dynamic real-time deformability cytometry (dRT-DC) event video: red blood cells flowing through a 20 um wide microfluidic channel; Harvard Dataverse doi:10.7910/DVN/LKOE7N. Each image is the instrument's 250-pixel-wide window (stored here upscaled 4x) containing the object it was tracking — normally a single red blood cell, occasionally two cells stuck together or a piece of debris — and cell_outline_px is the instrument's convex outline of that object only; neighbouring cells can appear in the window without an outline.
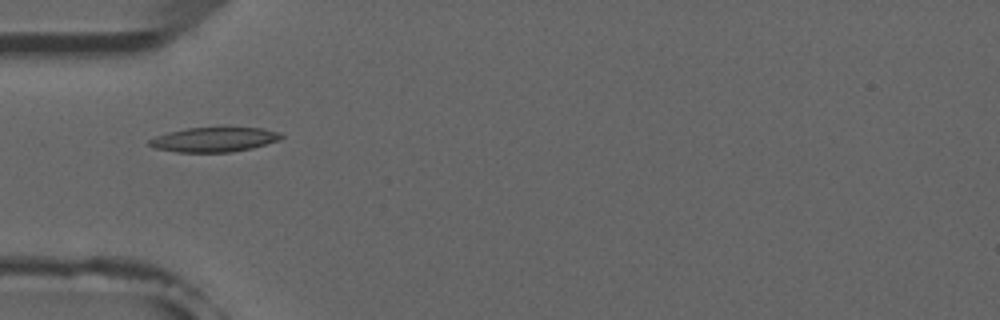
{"species": "common noctule bat (a hibernating species)", "species_latin": "Nyctalus noctula", "temperature_condition": "room temperature", "stored_images_in_passage": 1, "camera_frame_rate_fps": 3000, "um_per_image_px": 0.085, "animal": {"sex": "male", "forearm_length_mm": 52.5}, "frame": {"image": 1, "passage_image": 1, "time_ms": 0.0, "image_size_px": [1000, 320], "cell_outline_px": [[284, 136], [280, 140], [252, 148], [232, 152], [176, 152], [156, 148], [148, 144], [148, 140], [156, 136], [168, 132], [188, 128], [264, 128], [280, 132]], "centroid_in_image_um": [18.23, 11.86], "position_along_channel_um": 66.8, "area_um2": 18.84}}